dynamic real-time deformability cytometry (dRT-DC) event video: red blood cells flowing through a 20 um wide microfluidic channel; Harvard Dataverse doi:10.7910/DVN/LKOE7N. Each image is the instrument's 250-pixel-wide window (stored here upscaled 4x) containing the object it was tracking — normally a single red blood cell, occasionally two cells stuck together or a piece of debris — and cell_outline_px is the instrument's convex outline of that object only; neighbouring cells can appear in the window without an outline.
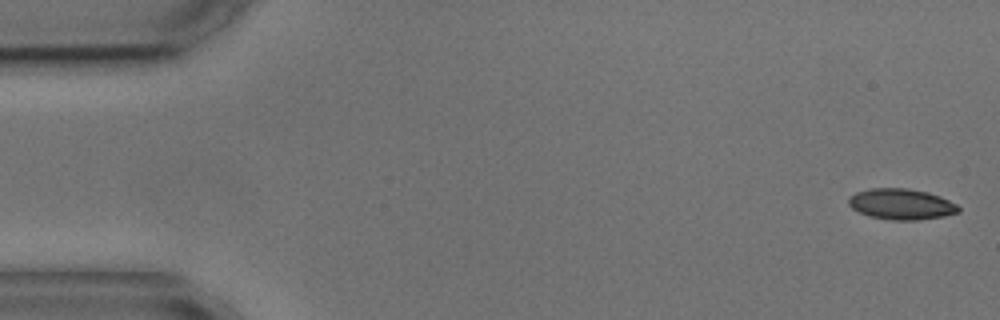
{"species": "common noctule bat (a hibernating species)", "species_latin": "Nyctalus noctula", "temperature_condition": "cold", "stored_images_in_passage": 5, "camera_frame_rate_fps": 3000, "um_per_image_px": 0.085, "animal": {"sex": "male", "body_mass_g": 17.9, "forearm_length_mm": 54.2}, "frame": {"image": 1, "passage_image": 1, "time_ms": 0.0, "image_size_px": [1000, 320], "cell_outline_px": [[960, 212], [944, 216], [916, 220], [892, 220], [868, 216], [852, 208], [848, 204], [848, 200], [856, 192], [868, 188], [908, 188], [928, 192], [940, 196], [956, 204], [960, 208]], "centroid_in_image_um": [76.62, 17.35], "position_along_channel_um": 8.4, "area_um2": 19.77}}